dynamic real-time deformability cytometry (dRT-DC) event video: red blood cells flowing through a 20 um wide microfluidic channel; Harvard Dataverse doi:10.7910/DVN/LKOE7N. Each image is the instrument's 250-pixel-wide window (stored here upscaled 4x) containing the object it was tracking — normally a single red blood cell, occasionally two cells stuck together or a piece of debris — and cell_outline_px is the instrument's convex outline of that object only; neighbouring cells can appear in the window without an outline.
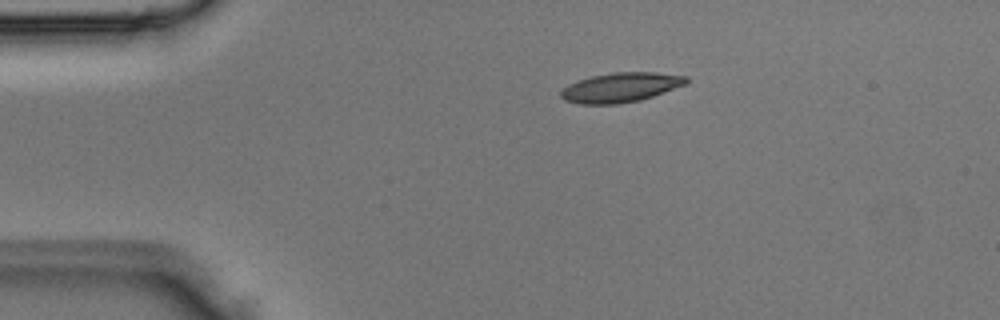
{"species": "Egyptian fruit bat (a non-hibernating species)", "species_latin": "Rousettus aegyptiacus", "temperature_condition": "room temperature", "stored_images_in_passage": 2, "camera_frame_rate_fps": 3000, "um_per_image_px": 0.085, "animal": {"sex": "male"}, "frame": {"image": 1, "passage_image": 1, "time_ms": 0.0, "image_size_px": [1000, 320], "cell_outline_px": [[688, 84], [640, 100], [620, 104], [580, 104], [564, 100], [560, 96], [560, 92], [568, 84], [592, 76], [612, 72], [656, 72], [688, 76]], "centroid_in_image_um": [52.78, 7.43], "position_along_channel_um": 32.2, "area_um2": 21.68}}